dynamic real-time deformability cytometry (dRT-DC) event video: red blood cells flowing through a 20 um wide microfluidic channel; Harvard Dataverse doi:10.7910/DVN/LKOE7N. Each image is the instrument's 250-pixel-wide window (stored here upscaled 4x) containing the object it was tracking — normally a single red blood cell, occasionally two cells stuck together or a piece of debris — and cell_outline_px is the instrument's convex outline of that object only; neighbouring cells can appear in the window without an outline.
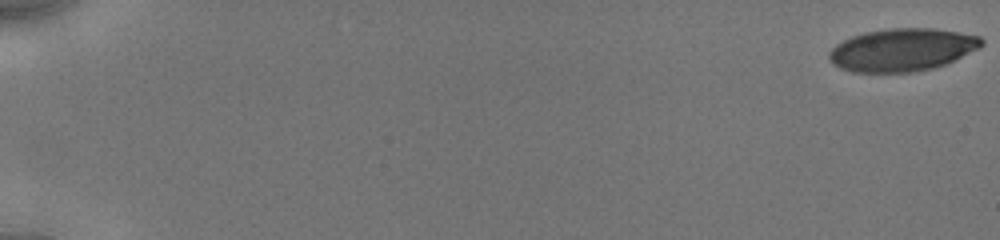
{"species": "human", "species_latin": "Homo sapiens", "temperature_condition": "cold", "stored_images_in_passage": 8, "camera_frame_rate_fps": 3000, "um_per_image_px": 0.085, "donor": {"sex": "male"}, "frame": {"image": 1, "passage_image": 1, "time_ms": 0.0, "image_size_px": [1000, 240], "cell_outline_px": [[984, 44], [980, 48], [944, 64], [932, 68], [912, 72], [852, 72], [840, 68], [832, 64], [828, 56], [828, 52], [836, 44], [852, 36], [864, 32], [888, 28], [936, 28], [980, 36], [984, 40]], "centroid_in_image_um": [76.67, 4.22], "position_along_channel_um": 8.3, "area_um2": 38.03}}
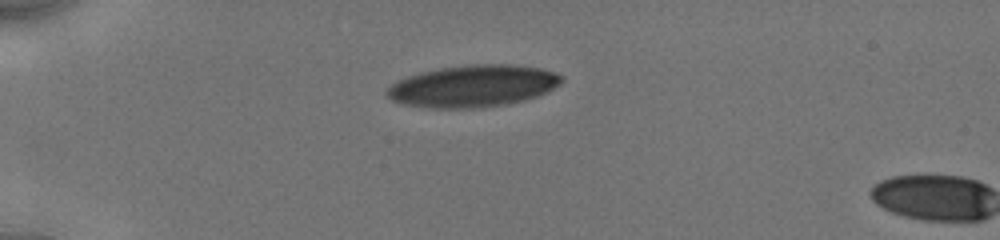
{"frame": {"image": 2, "passage_image": 7, "time_ms": 5.0, "image_size_px": [1000, 240], "cell_outline_px": [[564, 80], [560, 84], [548, 92], [524, 100], [508, 104], [476, 108], [432, 108], [404, 104], [392, 100], [384, 92], [396, 80], [420, 72], [440, 68], [472, 64], [512, 64], [540, 68], [556, 72], [564, 76]], "centroid_in_image_um": [40.24, 7.31], "position_along_channel_um": 44.8, "area_um2": 42.89}}